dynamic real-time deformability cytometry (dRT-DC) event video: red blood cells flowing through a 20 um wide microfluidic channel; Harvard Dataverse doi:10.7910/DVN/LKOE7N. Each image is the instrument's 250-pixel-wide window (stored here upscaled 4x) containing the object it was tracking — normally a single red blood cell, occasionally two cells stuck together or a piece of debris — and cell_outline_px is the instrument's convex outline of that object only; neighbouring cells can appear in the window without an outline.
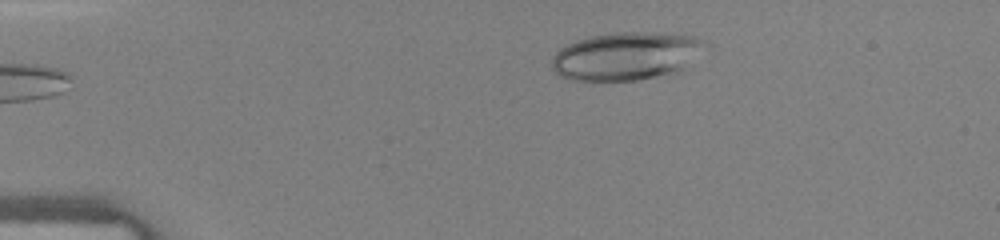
{"species": "human", "species_latin": "Homo sapiens", "temperature_condition": "warm", "stored_images_in_passage": 36, "camera_frame_rate_fps": 3000, "um_per_image_px": 0.085, "donor": {"sex": "female"}, "frame": {"image": 1, "passage_image": 1, "time_ms": 0.0, "image_size_px": [1000, 240], "cell_outline_px": [[712, 48], [680, 72], [672, 76], [636, 80], [572, 80], [560, 76], [552, 68], [552, 60], [556, 52], [560, 48], [576, 40], [592, 36], [624, 32], [648, 32], [692, 36], [708, 44]], "centroid_in_image_um": [53.35, 4.79], "position_along_channel_um": 31.6, "area_um2": 43.64}}
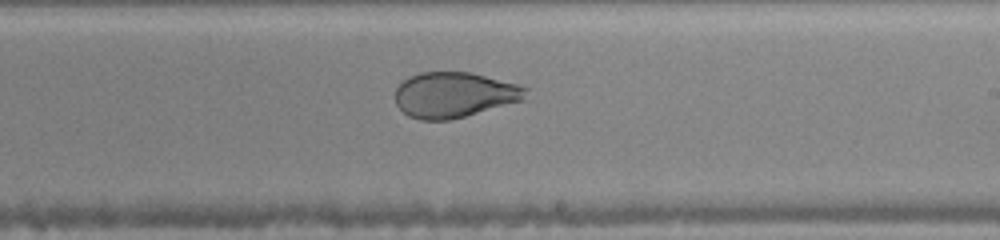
{"frame": {"image": 2, "passage_image": 19, "time_ms": 6.0, "image_size_px": [1000, 240], "cell_outline_px": [[528, 88], [524, 100], [464, 116], [448, 120], [420, 120], [408, 116], [396, 104], [396, 88], [408, 76], [420, 72], [472, 72], [516, 84]], "centroid_in_image_um": [38.59, 8.05], "position_along_channel_um": 250.4, "area_um2": 34.39}}
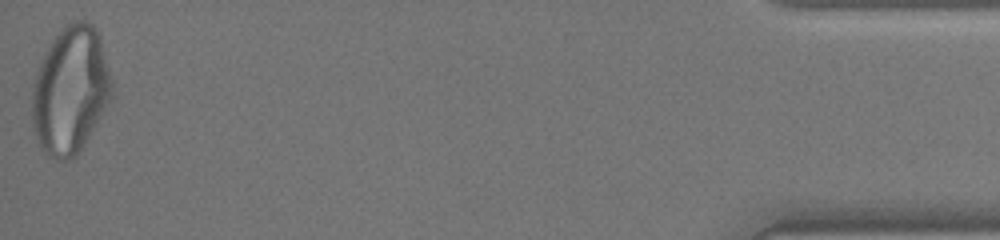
{"frame": {"image": 3, "passage_image": 36, "time_ms": 11.667, "image_size_px": [1000, 240], "cell_outline_px": [[112, 96], [84, 144], [76, 156], [68, 160], [56, 160], [44, 156], [40, 148], [32, 128], [32, 84], [36, 68], [40, 60], [52, 40], [60, 28], [64, 24], [76, 20], [88, 20], [96, 28], [100, 36], [112, 80]], "centroid_in_image_um": [5.95, 7.67], "position_along_channel_um": 429.3, "area_um2": 59.94}}